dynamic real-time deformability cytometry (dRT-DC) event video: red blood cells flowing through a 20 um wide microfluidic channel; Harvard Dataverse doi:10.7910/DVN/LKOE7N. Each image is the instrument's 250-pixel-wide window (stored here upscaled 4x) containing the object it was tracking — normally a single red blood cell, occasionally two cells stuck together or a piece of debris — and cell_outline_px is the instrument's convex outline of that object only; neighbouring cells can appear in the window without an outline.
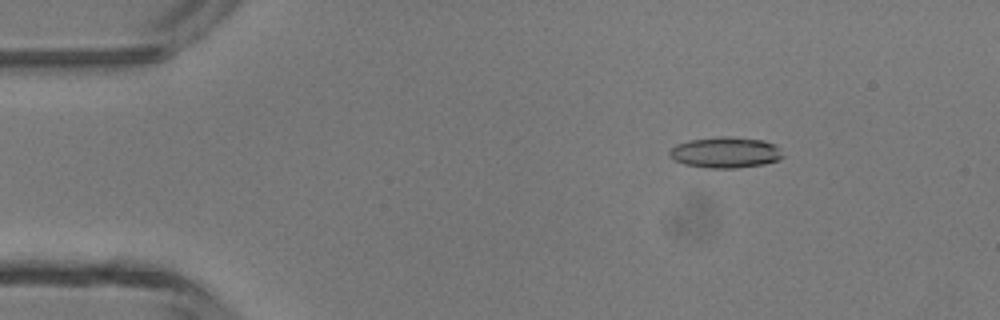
{"species": "common noctule bat (a hibernating species)", "species_latin": "Nyctalus noctula", "temperature_condition": "room temperature", "stored_images_in_passage": 47, "camera_frame_rate_fps": 3000, "um_per_image_px": 0.085, "animal": {"sex": "male", "body_mass_g": 13.3}, "frame": {"image": 1, "passage_image": 7, "time_ms": 2.0, "image_size_px": [1000, 320], "cell_outline_px": [[784, 156], [776, 160], [764, 164], [736, 168], [708, 168], [684, 164], [668, 156], [668, 152], [676, 144], [688, 140], [720, 136], [728, 136], [764, 140], [776, 144], [780, 148]], "centroid_in_image_um": [61.66, 12.95], "position_along_channel_um": 23.3, "area_um2": 20.58}}
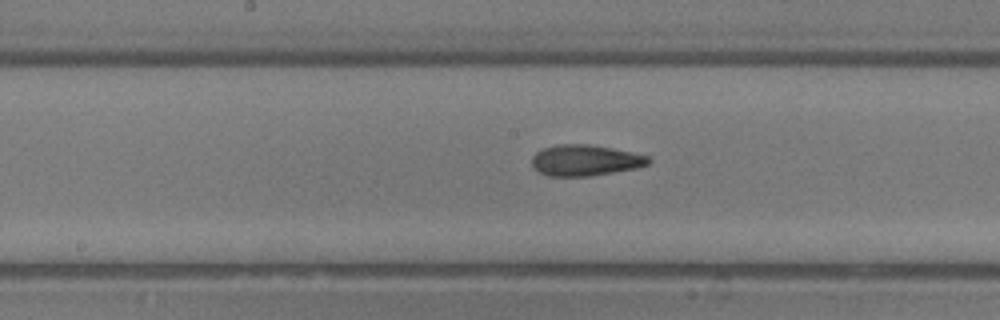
{"frame": {"image": 2, "passage_image": 24, "time_ms": 7.667, "image_size_px": [1000, 320], "cell_outline_px": [[652, 160], [648, 164], [636, 168], [588, 176], [548, 176], [540, 172], [532, 164], [532, 156], [536, 152], [544, 148], [556, 144], [588, 144], [612, 148], [648, 156]], "centroid_in_image_um": [49.73, 13.62], "position_along_channel_um": 198.5, "area_um2": 20.87}}
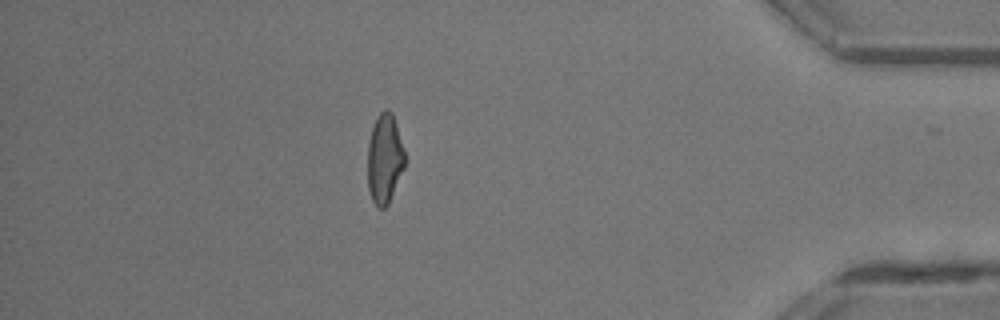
{"frame": {"image": 3, "passage_image": 41, "time_ms": 13.333, "image_size_px": [1000, 320], "cell_outline_px": [[404, 168], [388, 204], [384, 208], [380, 208], [372, 200], [368, 188], [368, 144], [372, 128], [380, 112], [384, 108], [388, 108], [392, 112], [396, 124], [404, 152]], "centroid_in_image_um": [32.68, 13.48], "position_along_channel_um": 402.5, "area_um2": 19.13}, "authors_computed_cell_mechanics": {"area_um2": 20.4034, "velocity_mm_per_s": 4.4154, "shape_relaxation_time_tau1_ms": 4.2312, "shape_relaxation_time_tau2_ms": 2.8396, "deformation_change_tau1": 0.1325, "deformation_change_tau2": 0.1262}}